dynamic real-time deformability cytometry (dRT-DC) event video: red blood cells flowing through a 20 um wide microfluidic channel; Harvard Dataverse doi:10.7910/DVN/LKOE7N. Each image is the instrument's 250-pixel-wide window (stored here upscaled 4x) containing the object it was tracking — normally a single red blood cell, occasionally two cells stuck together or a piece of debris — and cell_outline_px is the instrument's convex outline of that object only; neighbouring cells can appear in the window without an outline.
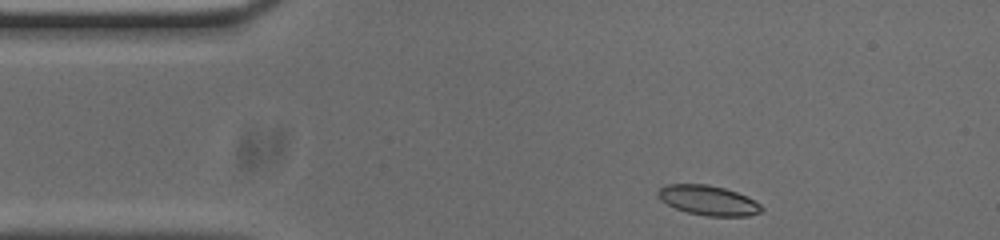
{"species": "common noctule bat (a hibernating species)", "species_latin": "Nyctalus noctula", "temperature_condition": "cold", "stored_images_in_passage": 47, "camera_frame_rate_fps": 3000, "um_per_image_px": 0.085, "animal": {"sex": "male", "body_mass_g": 20.0, "forearm_length_mm": 53.3}, "frame": {"image": 1, "passage_image": 1, "time_ms": 0.0, "image_size_px": [1000, 240], "cell_outline_px": [[764, 208], [760, 212], [748, 216], [708, 216], [688, 212], [676, 208], [660, 200], [656, 196], [656, 192], [660, 188], [668, 184], [708, 184], [724, 188], [748, 196], [760, 204]], "centroid_in_image_um": [60.2, 17.02], "position_along_channel_um": 24.8, "area_um2": 17.98}}
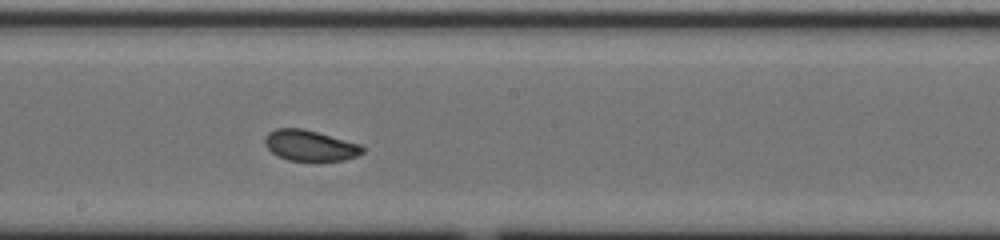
{"frame": {"image": 2, "passage_image": 21, "time_ms": 6.667, "image_size_px": [1000, 240], "cell_outline_px": [[364, 152], [356, 156], [344, 160], [288, 160], [276, 156], [264, 144], [264, 136], [268, 132], [276, 128], [300, 128], [316, 132], [360, 144], [364, 148]], "centroid_in_image_um": [26.3, 12.36], "position_along_channel_um": 221.9, "area_um2": 17.34}}
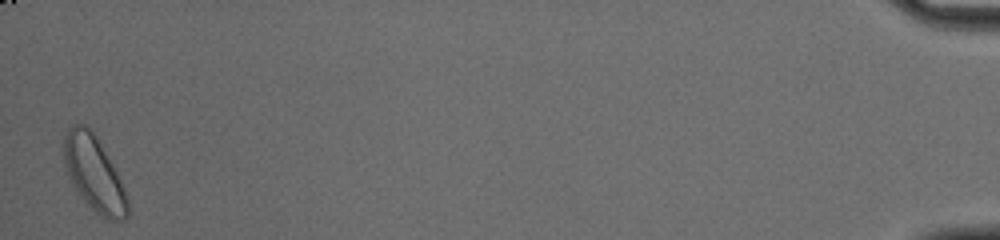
{"frame": {"image": 3, "passage_image": 46, "time_ms": 15.0, "image_size_px": [1000, 240], "cell_outline_px": [[128, 216], [124, 220], [108, 220], [96, 212], [80, 196], [64, 164], [60, 148], [60, 144], [68, 128], [72, 124], [84, 124], [100, 140], [124, 188], [128, 200]], "centroid_in_image_um": [7.96, 14.71], "position_along_channel_um": 427.2, "area_um2": 27.8}, "authors_computed_cell_mechanics": {"area_um2": 18.3226, "velocity_mm_per_s": 3.7205, "shape_relaxation_time_tau1_ms": 2.3538, "shape_relaxation_time_tau2_ms": 3.195, "deformation_change_tau1": 0.0657, "deformation_change_tau2": 0.0766}}